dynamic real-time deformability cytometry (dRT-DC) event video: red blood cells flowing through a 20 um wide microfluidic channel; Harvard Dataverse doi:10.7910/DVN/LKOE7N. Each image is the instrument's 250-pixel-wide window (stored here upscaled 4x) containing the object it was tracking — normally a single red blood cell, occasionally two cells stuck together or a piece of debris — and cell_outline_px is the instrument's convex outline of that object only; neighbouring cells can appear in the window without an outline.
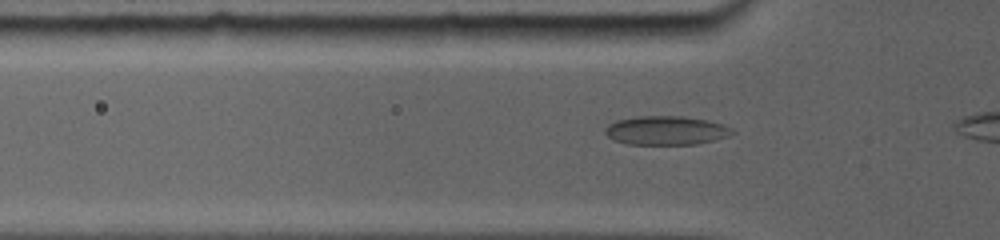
{"species": "common noctule bat (a hibernating species)", "species_latin": "Nyctalus noctula", "temperature_condition": "room temperature", "stored_images_in_passage": 34, "camera_frame_rate_fps": 5000, "um_per_image_px": 0.085, "animal": {"sex": "female", "body_mass_g": 19.0, "forearm_length_mm": 56.7}, "frame": {"image": 1, "passage_image": 7, "time_ms": 1.8, "image_size_px": [1000, 240], "cell_outline_px": [[724, 136], [696, 144], [628, 144], [616, 140], [608, 136], [608, 124], [616, 120], [636, 116], [684, 116], [704, 120], [720, 124], [724, 128]], "centroid_in_image_um": [56.45, 11.08], "position_along_channel_um": 69.4, "area_um2": 20.23}}
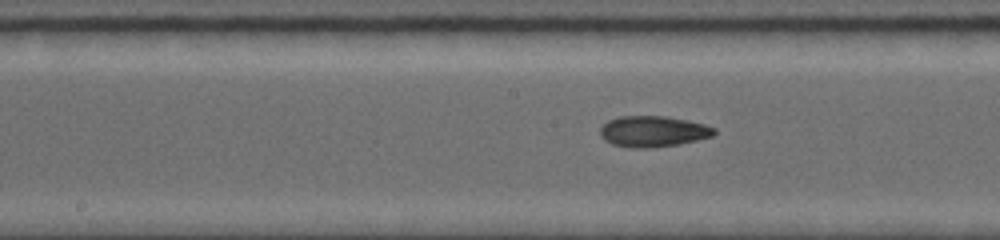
{"frame": {"image": 2, "passage_image": 18, "time_ms": 5.0, "image_size_px": [1000, 240], "cell_outline_px": [[716, 132], [712, 136], [696, 140], [676, 144], [612, 144], [604, 140], [600, 132], [600, 128], [608, 120], [620, 116], [664, 116], [684, 120], [716, 128]], "centroid_in_image_um": [55.51, 11.1], "position_along_channel_um": 192.7, "area_um2": 19.07}}
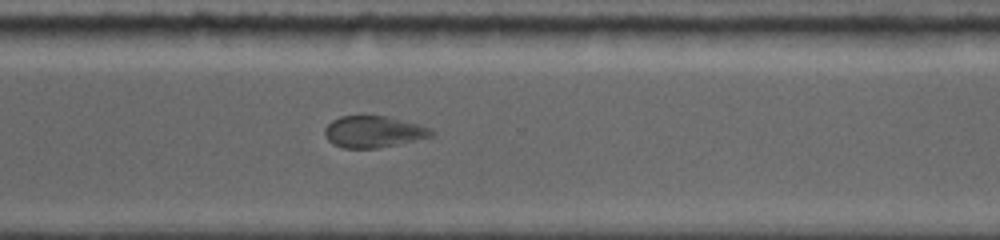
{"frame": {"image": 3, "passage_image": 28, "time_ms": 8.8, "image_size_px": [1000, 240], "cell_outline_px": [[436, 132], [432, 136], [396, 144], [376, 148], [344, 148], [332, 144], [324, 136], [324, 128], [332, 120], [340, 116], [388, 116], [420, 124], [432, 128]], "centroid_in_image_um": [31.74, 11.19], "position_along_channel_um": 338.9, "area_um2": 19.71}}